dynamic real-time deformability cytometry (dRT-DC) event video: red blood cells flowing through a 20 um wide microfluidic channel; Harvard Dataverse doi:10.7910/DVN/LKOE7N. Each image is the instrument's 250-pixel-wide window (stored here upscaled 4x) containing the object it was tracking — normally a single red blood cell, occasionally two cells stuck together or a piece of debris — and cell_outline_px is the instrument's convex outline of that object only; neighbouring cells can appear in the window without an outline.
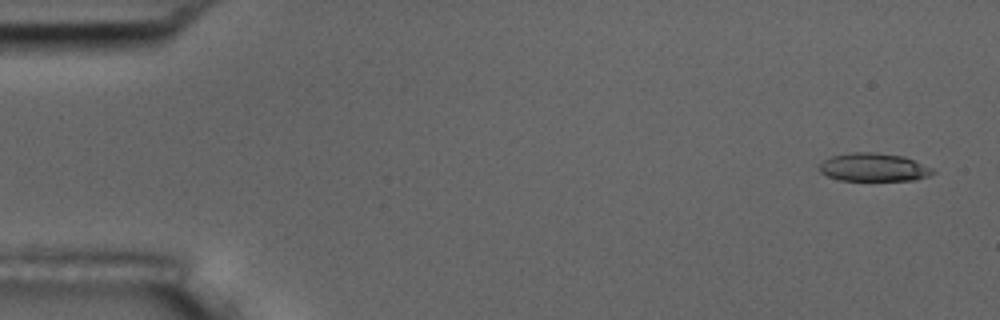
{"species": "common noctule bat (a hibernating species)", "species_latin": "Nyctalus noctula", "temperature_condition": "room temperature", "stored_images_in_passage": 5, "camera_frame_rate_fps": 3000, "um_per_image_px": 0.085, "animal": {"sex": "male", "body_mass_g": 17.5, "forearm_length_mm": 52.3}, "frame": {"image": 1, "passage_image": 1, "time_ms": 0.0, "image_size_px": [1000, 320], "cell_outline_px": [[936, 172], [928, 176], [916, 180], [840, 180], [828, 176], [820, 172], [820, 164], [824, 160], [832, 156], [852, 152], [876, 152], [904, 156], [932, 168]], "centroid_in_image_um": [74.28, 14.21], "position_along_channel_um": 10.7, "area_um2": 18.55}}
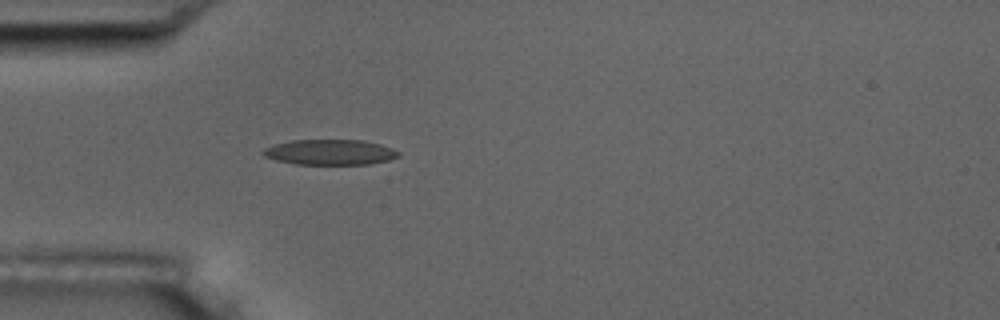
{"frame": {"image": 2, "passage_image": 5, "time_ms": 4.667, "image_size_px": [1000, 320], "cell_outline_px": [[400, 156], [388, 160], [368, 164], [296, 164], [276, 160], [264, 156], [260, 152], [264, 148], [272, 144], [292, 140], [364, 140], [380, 144], [392, 148], [400, 152]], "centroid_in_image_um": [28.03, 12.93], "position_along_channel_um": 57.0, "area_um2": 20.11}}